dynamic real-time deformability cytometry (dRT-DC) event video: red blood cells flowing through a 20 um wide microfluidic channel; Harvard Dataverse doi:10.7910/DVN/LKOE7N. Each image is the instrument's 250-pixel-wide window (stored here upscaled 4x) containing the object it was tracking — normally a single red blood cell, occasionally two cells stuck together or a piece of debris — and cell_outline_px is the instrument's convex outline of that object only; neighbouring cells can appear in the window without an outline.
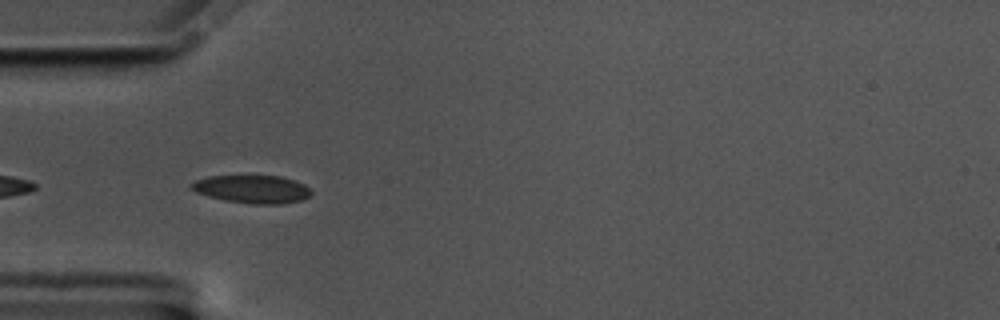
{"species": "common noctule bat (a hibernating species)", "species_latin": "Nyctalus noctula", "temperature_condition": "cold", "stored_images_in_passage": 13, "camera_frame_rate_fps": 3000, "um_per_image_px": 0.085, "animal": {"sex": "male", "body_mass_g": 17.5, "forearm_length_mm": 52.3}, "frame": {"image": 1, "passage_image": 3, "time_ms": 0.667, "image_size_px": [1000, 320], "cell_outline_px": [[312, 192], [308, 196], [300, 200], [280, 204], [252, 204], [224, 200], [208, 196], [196, 192], [188, 188], [196, 180], [208, 176], [280, 176], [304, 184]], "centroid_in_image_um": [21.4, 16.08], "position_along_channel_um": 63.6, "area_um2": 19.36}}